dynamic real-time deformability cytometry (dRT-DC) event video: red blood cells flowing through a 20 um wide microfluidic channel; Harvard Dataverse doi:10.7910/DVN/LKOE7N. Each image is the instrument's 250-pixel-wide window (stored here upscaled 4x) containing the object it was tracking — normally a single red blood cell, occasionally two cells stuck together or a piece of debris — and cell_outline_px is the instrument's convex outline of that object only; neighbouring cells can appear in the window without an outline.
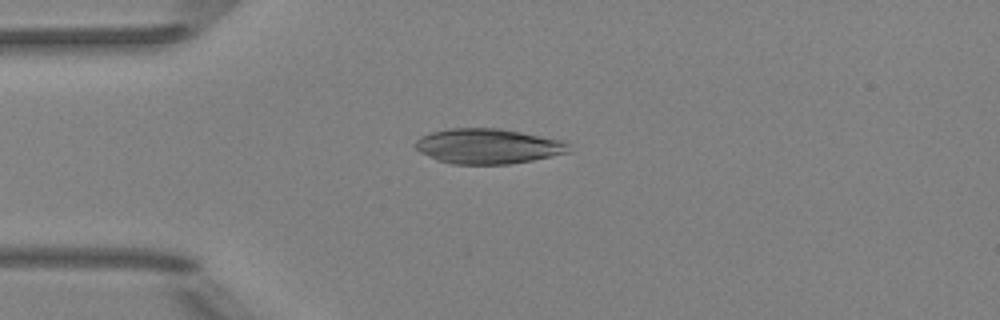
{"species": "Egyptian fruit bat (a non-hibernating species)", "species_latin": "Rousettus aegyptiacus", "temperature_condition": "room temperature", "stored_images_in_passage": 4, "camera_frame_rate_fps": 3000, "um_per_image_px": 0.085, "animal": {"sex": "female"}, "frame": {"image": 1, "passage_image": 1, "time_ms": 0.0, "image_size_px": [1000, 320], "cell_outline_px": [[568, 152], [532, 160], [508, 164], [452, 164], [436, 160], [420, 152], [412, 144], [420, 136], [432, 132], [452, 128], [496, 128], [568, 140]], "centroid_in_image_um": [41.45, 12.42], "position_along_channel_um": 43.5, "area_um2": 31.44}}
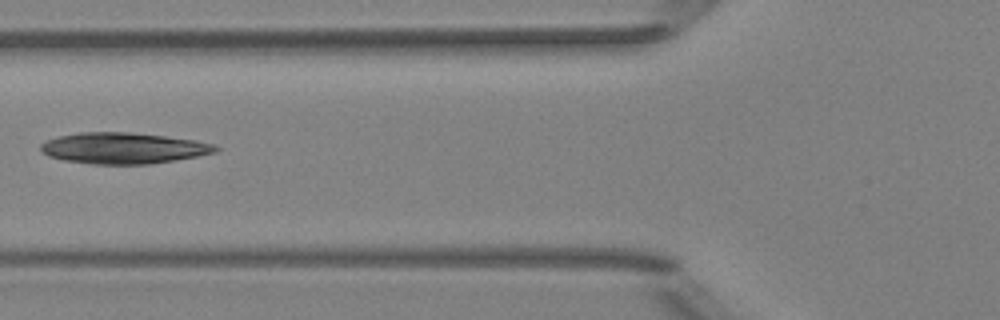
{"frame": {"image": 2, "passage_image": 3, "time_ms": 2.333, "image_size_px": [1000, 320], "cell_outline_px": [[220, 148], [216, 152], [196, 156], [148, 164], [96, 164], [64, 160], [48, 156], [40, 152], [40, 144], [48, 140], [60, 136], [80, 132], [128, 132], [164, 136], [196, 140], [212, 144]], "centroid_in_image_um": [10.46, 12.59], "position_along_channel_um": 115.3, "area_um2": 31.39}}
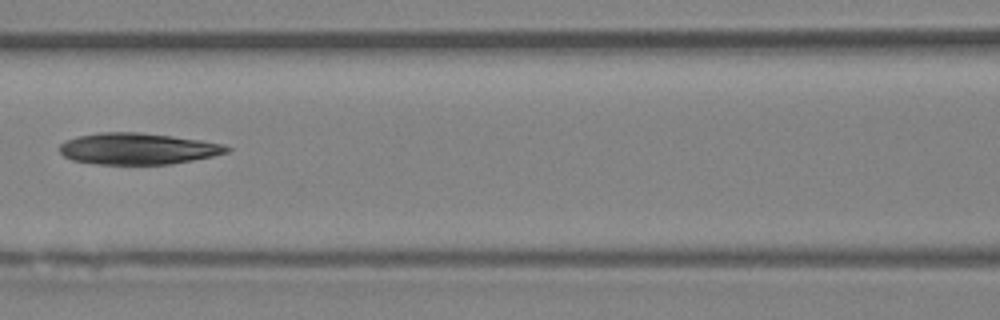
{"frame": {"image": 3, "passage_image": 4, "time_ms": 3.333, "image_size_px": [1000, 320], "cell_outline_px": [[232, 148], [228, 152], [212, 156], [192, 160], [168, 164], [100, 164], [72, 160], [64, 156], [60, 152], [60, 144], [64, 140], [76, 136], [100, 132], [140, 132], [172, 136], [200, 140], [224, 144]], "centroid_in_image_um": [11.69, 12.63], "position_along_channel_um": 154.9, "area_um2": 30.58}}